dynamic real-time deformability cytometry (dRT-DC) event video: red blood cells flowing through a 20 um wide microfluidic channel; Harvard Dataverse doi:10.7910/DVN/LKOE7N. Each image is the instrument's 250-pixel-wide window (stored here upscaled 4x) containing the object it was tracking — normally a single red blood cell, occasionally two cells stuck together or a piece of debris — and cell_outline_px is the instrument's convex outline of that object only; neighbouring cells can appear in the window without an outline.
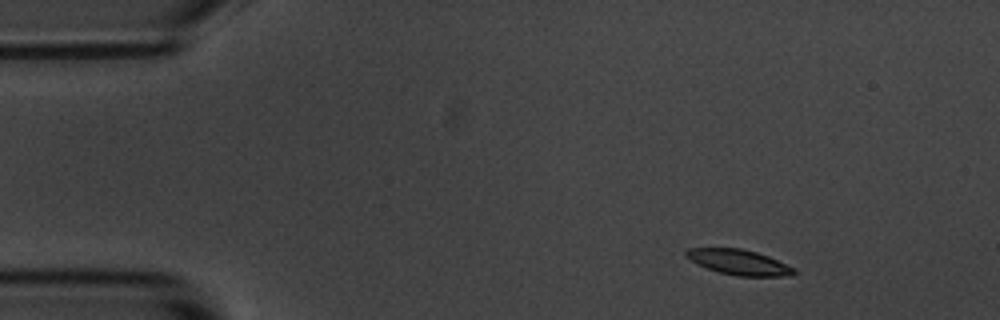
{"species": "common noctule bat (a hibernating species)", "species_latin": "Nyctalus noctula", "temperature_condition": "room temperature", "stored_images_in_passage": 3, "camera_frame_rate_fps": 3000, "um_per_image_px": 0.085, "animal": {"sex": "male", "body_mass_g": 20.1, "forearm_length_mm": 53.5}, "frame": {"image": 1, "passage_image": 1, "time_ms": 0.0, "image_size_px": [1000, 320], "cell_outline_px": [[796, 272], [792, 276], [736, 276], [720, 272], [696, 264], [684, 256], [684, 252], [688, 248], [740, 248], [756, 252], [768, 256], [796, 268]], "centroid_in_image_um": [62.8, 22.28], "position_along_channel_um": 22.2, "area_um2": 15.95}}